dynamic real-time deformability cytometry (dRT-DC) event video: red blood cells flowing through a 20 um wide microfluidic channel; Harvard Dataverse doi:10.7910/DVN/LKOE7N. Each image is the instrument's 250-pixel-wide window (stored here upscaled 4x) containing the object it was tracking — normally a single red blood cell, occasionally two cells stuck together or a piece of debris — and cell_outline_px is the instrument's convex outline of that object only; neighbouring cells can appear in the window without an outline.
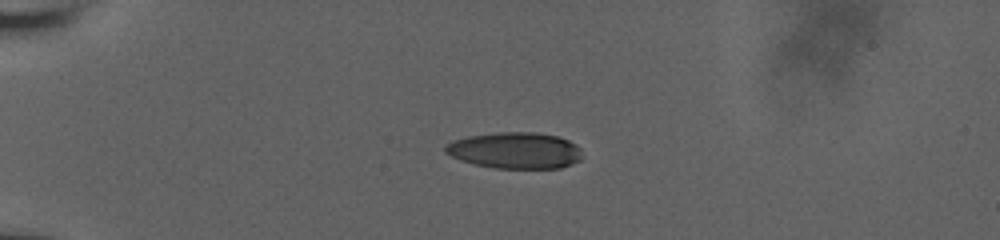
{"species": "human", "species_latin": "Homo sapiens", "temperature_condition": "room temperature", "stored_images_in_passage": 42, "camera_frame_rate_fps": 3000, "um_per_image_px": 0.085, "donor": {"sex": "male"}, "frame": {"image": 1, "passage_image": 1, "time_ms": 0.0, "image_size_px": [1000, 240], "cell_outline_px": [[580, 160], [572, 164], [560, 168], [496, 168], [472, 164], [460, 160], [444, 152], [444, 148], [452, 140], [468, 136], [496, 132], [536, 132], [560, 136], [576, 144], [580, 148]], "centroid_in_image_um": [43.78, 12.78], "position_along_channel_um": 41.2, "area_um2": 29.13}}
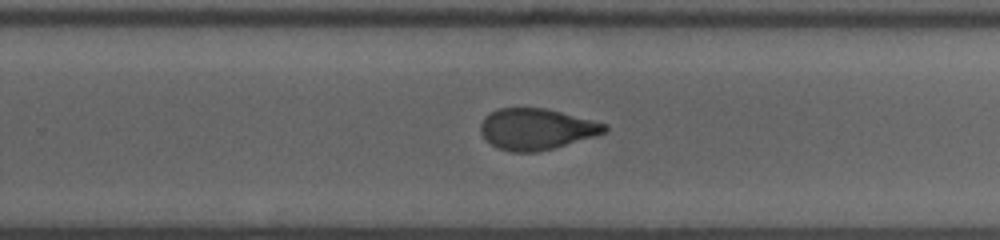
{"frame": {"image": 2, "passage_image": 24, "time_ms": 7.667, "image_size_px": [1000, 240], "cell_outline_px": [[608, 128], [604, 132], [596, 136], [552, 148], [536, 152], [512, 152], [500, 148], [492, 144], [480, 132], [480, 124], [484, 116], [500, 108], [544, 108], [608, 124]], "centroid_in_image_um": [45.59, 10.97], "position_along_channel_um": 284.2, "area_um2": 29.36}}
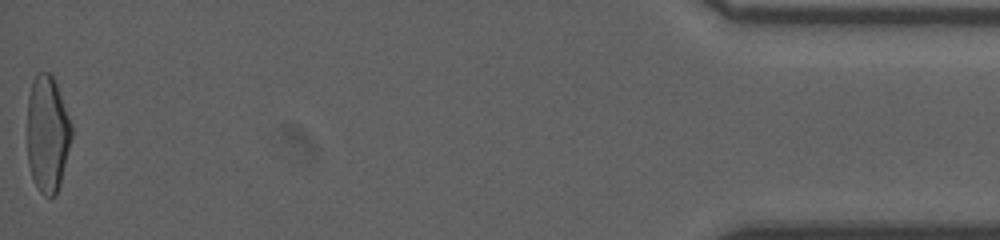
{"frame": {"image": 3, "passage_image": 42, "time_ms": 13.667, "image_size_px": [1000, 240], "cell_outline_px": [[72, 136], [60, 184], [56, 196], [44, 196], [40, 192], [32, 176], [28, 164], [28, 96], [32, 80], [36, 72], [48, 72], [52, 76], [56, 84], [72, 124]], "centroid_in_image_um": [4.03, 11.37], "position_along_channel_um": 431.2, "area_um2": 30.06}, "authors_computed_cell_mechanics": {"area_um2": 30.7496, "velocity_mm_per_s": 3.8711, "shape_relaxation_time_tau1_ms": 7.0192, "shape_relaxation_time_tau2_ms": 1.9295, "deformation_change_tau1": 0.2053, "deformation_change_tau2": 0.0833}}